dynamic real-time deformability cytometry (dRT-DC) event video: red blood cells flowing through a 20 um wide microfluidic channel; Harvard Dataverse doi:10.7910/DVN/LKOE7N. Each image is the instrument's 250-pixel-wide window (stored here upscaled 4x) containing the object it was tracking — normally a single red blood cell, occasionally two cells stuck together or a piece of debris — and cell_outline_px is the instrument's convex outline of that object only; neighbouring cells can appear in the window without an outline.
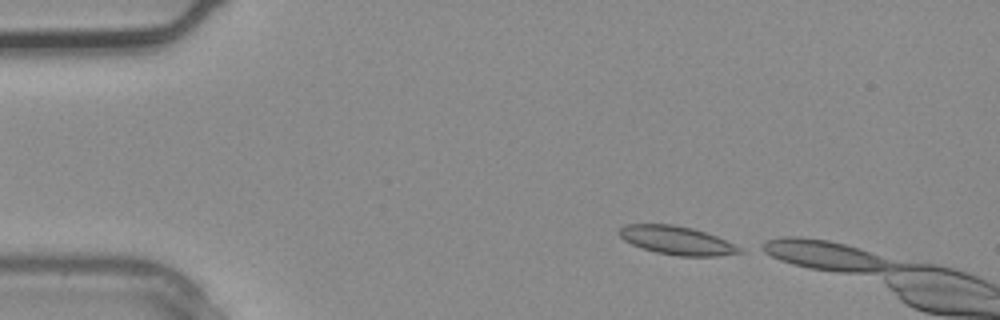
{"species": "common noctule bat (a hibernating species)", "species_latin": "Nyctalus noctula", "temperature_condition": "warm", "stored_images_in_passage": 2, "camera_frame_rate_fps": 3000, "um_per_image_px": 0.085, "animal": {"sex": "male", "body_mass_g": 20.4}, "frame": {"image": 1, "passage_image": 1, "time_ms": 0.0, "image_size_px": [1000, 320], "cell_outline_px": [[744, 252], [716, 256], [680, 256], [656, 252], [632, 244], [624, 240], [616, 232], [624, 224], [672, 224], [692, 228], [716, 236], [740, 248]], "centroid_in_image_um": [57.47, 20.42], "position_along_channel_um": 27.5, "area_um2": 19.71}}